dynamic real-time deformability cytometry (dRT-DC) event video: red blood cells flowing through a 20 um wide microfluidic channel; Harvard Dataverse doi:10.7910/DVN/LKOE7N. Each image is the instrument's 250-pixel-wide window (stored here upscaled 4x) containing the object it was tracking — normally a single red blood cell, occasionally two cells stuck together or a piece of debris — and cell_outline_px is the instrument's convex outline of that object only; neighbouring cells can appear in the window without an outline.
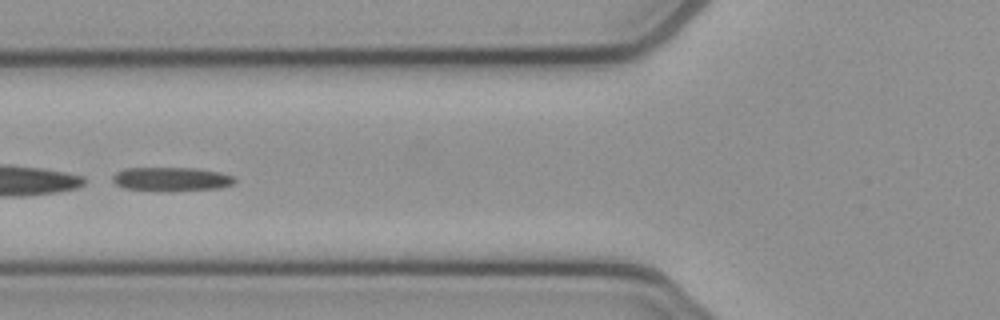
{"species": "common noctule bat (a hibernating species)", "species_latin": "Nyctalus noctula", "temperature_condition": "cold", "stored_images_in_passage": 52, "segment_of_instrument_passage": [2, 2], "camera_frame_rate_fps": 3000, "um_per_image_px": 0.085, "animal": {"sex": "female", "body_mass_g": 21.9}, "frame": {"image": 1, "passage_image": 20, "time_ms": 6.333, "image_size_px": [1000, 320], "cell_outline_px": [[236, 180], [232, 184], [220, 188], [124, 188], [116, 184], [112, 180], [112, 176], [116, 172], [124, 168], [196, 168], [220, 172], [236, 176]], "centroid_in_image_um": [14.59, 15.16], "position_along_channel_um": 111.2, "area_um2": 15.95}}
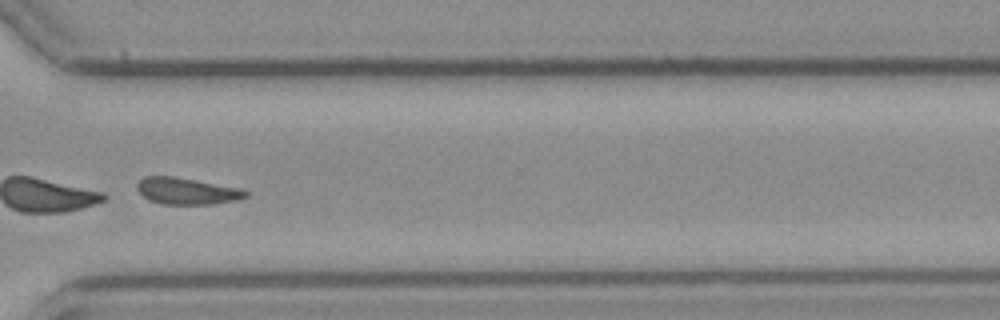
{"frame": {"image": 2, "passage_image": 39, "time_ms": 12.667, "image_size_px": [1000, 320], "cell_outline_px": [[248, 196], [236, 200], [212, 204], [160, 204], [148, 200], [136, 188], [136, 184], [144, 176], [172, 176], [196, 180], [240, 188], [248, 192]], "centroid_in_image_um": [15.86, 16.24], "position_along_channel_um": 354.7, "area_um2": 16.82}}